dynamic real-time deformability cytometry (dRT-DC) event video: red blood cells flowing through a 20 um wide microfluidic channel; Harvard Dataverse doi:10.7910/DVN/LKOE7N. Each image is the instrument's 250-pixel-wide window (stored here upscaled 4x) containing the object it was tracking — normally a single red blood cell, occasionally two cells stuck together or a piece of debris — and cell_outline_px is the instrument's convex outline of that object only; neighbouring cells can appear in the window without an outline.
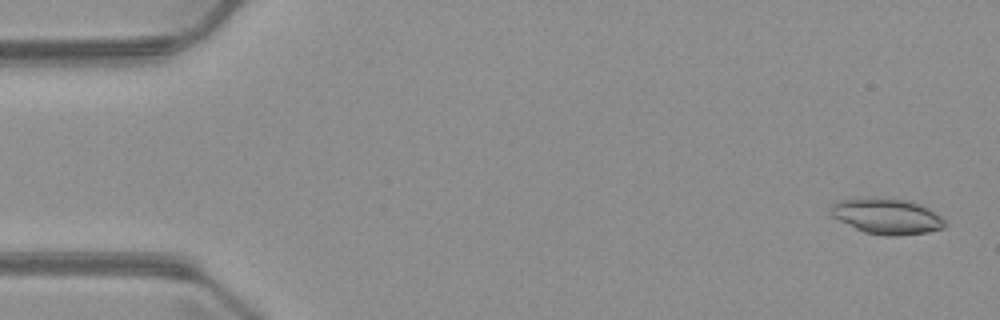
{"species": "common noctule bat (a hibernating species)", "species_latin": "Nyctalus noctula", "temperature_condition": "warm", "stored_images_in_passage": 7, "camera_frame_rate_fps": 3000, "um_per_image_px": 0.085, "animal": {"sex": "male", "body_mass_g": 23.1, "forearm_length_mm": 52.7}, "frame": {"image": 1, "passage_image": 1, "time_ms": 0.0, "image_size_px": [1000, 320], "cell_outline_px": [[948, 224], [944, 228], [928, 232], [896, 236], [888, 236], [864, 232], [832, 216], [828, 212], [828, 208], [836, 200], [908, 200], [920, 204], [928, 208], [940, 216]], "centroid_in_image_um": [75.41, 18.42], "position_along_channel_um": 9.6, "area_um2": 23.06}}
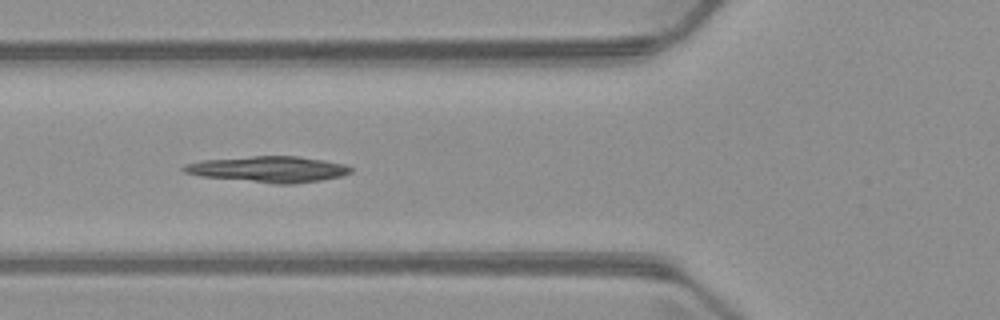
{"frame": {"image": 2, "passage_image": 5, "time_ms": 5.667, "image_size_px": [1000, 320], "cell_outline_px": [[352, 172], [340, 176], [320, 180], [292, 184], [276, 184], [200, 176], [184, 172], [180, 168], [184, 164], [204, 160], [252, 156], [296, 156], [324, 160], [344, 164], [352, 168]], "centroid_in_image_um": [22.8, 14.38], "position_along_channel_um": 103.0, "area_um2": 25.2}}
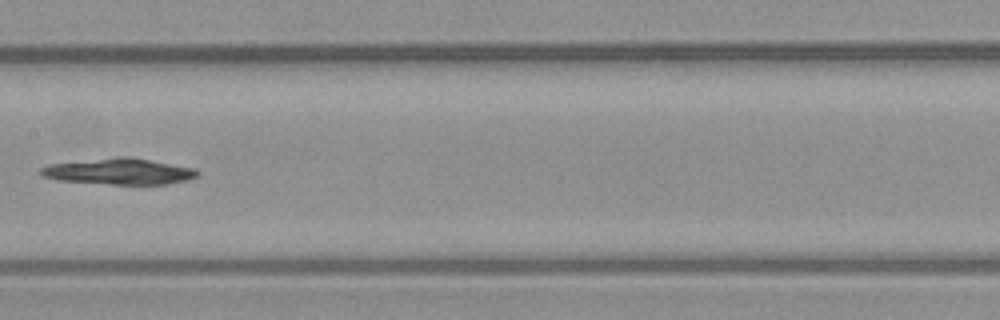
{"frame": {"image": 3, "passage_image": 7, "time_ms": 8.0, "image_size_px": [1000, 320], "cell_outline_px": [[200, 176], [188, 180], [168, 184], [112, 184], [56, 180], [44, 176], [40, 172], [40, 168], [48, 164], [116, 156], [132, 156], [196, 168], [200, 172]], "centroid_in_image_um": [10.19, 14.56], "position_along_channel_um": 197.2, "area_um2": 24.22}}